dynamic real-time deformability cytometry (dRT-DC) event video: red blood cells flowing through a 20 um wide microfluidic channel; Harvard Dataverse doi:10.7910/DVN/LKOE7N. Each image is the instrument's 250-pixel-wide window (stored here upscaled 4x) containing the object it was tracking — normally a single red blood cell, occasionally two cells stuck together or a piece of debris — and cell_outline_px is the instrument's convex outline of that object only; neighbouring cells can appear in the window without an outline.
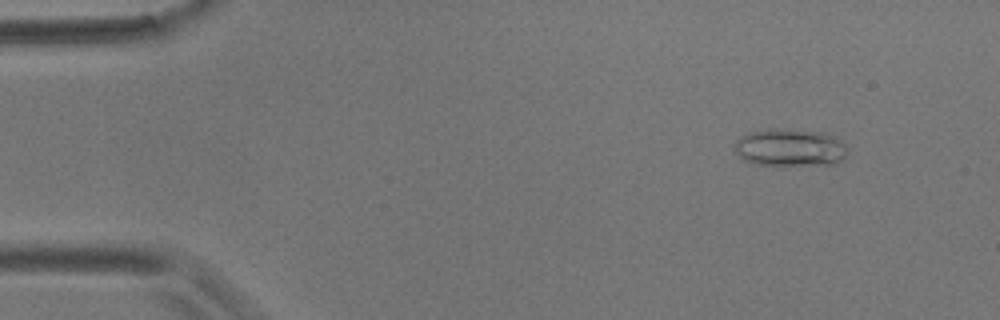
{"species": "common noctule bat (a hibernating species)", "species_latin": "Nyctalus noctula", "temperature_condition": "room temperature", "stored_images_in_passage": 6, "camera_frame_rate_fps": 3000, "um_per_image_px": 0.085, "animal": {"sex": "male", "body_mass_g": 17.9}, "frame": {"image": 1, "passage_image": 2, "time_ms": 1.0, "image_size_px": [1000, 320], "cell_outline_px": [[848, 152], [836, 164], [756, 164], [744, 160], [732, 148], [732, 144], [740, 136], [748, 132], [768, 128], [780, 128], [824, 132], [836, 136], [844, 144]], "centroid_in_image_um": [67.11, 12.51], "position_along_channel_um": 17.9, "area_um2": 24.85}}
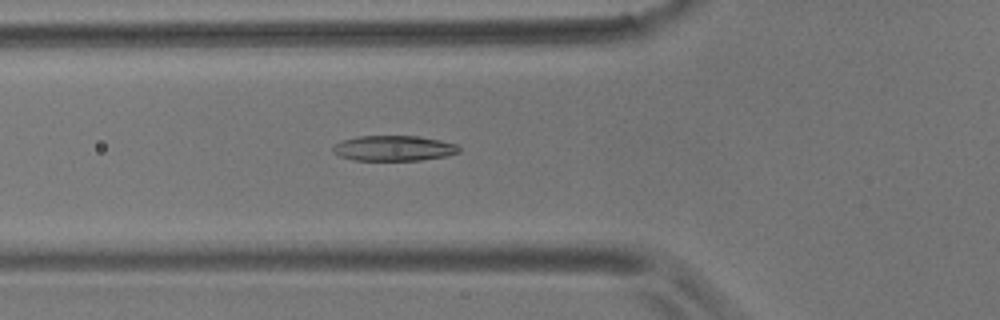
{"frame": {"image": 2, "passage_image": 6, "time_ms": 5.667, "image_size_px": [1000, 320], "cell_outline_px": [[460, 152], [448, 156], [420, 160], [352, 160], [340, 156], [332, 152], [332, 148], [340, 140], [356, 136], [416, 136], [440, 140], [456, 144], [460, 148]], "centroid_in_image_um": [33.46, 12.6], "position_along_channel_um": 92.3, "area_um2": 18.73}}